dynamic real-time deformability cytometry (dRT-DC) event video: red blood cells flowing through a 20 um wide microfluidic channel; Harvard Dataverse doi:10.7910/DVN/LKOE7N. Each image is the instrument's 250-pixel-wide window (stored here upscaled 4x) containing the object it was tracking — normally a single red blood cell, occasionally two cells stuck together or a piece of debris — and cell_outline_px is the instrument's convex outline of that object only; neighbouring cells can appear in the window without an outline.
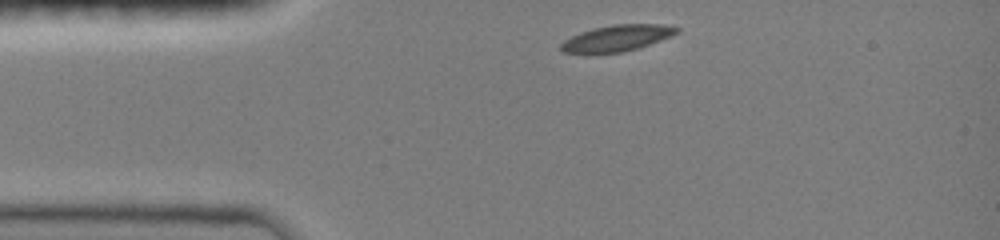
{"species": "common noctule bat (a hibernating species)", "species_latin": "Nyctalus noctula", "temperature_condition": "room temperature", "stored_images_in_passage": 33, "camera_frame_rate_fps": 3000, "um_per_image_px": 0.085, "animal": {"sex": "female", "body_mass_g": 19.0, "forearm_length_mm": 51.5}, "frame": {"image": 1, "passage_image": 1, "time_ms": 0.0, "image_size_px": [1000, 240], "cell_outline_px": [[680, 32], [672, 36], [624, 52], [588, 56], [564, 52], [560, 48], [560, 44], [564, 40], [580, 32], [592, 28], [612, 24], [664, 24], [680, 28]], "centroid_in_image_um": [52.38, 3.27], "position_along_channel_um": 32.6, "area_um2": 18.32}}
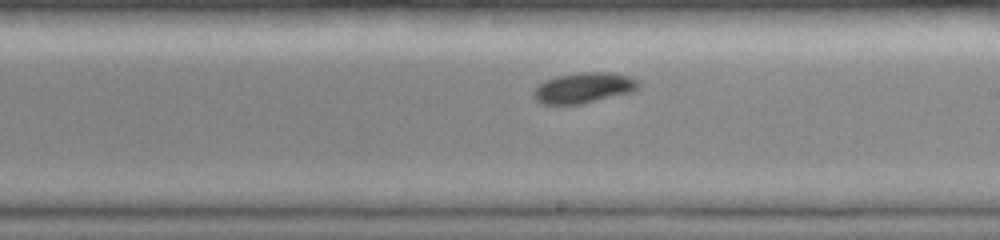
{"frame": {"image": 2, "passage_image": 19, "time_ms": 6.0, "image_size_px": [1000, 240], "cell_outline_px": [[640, 88], [632, 92], [584, 104], [544, 104], [536, 100], [532, 96], [532, 92], [544, 80], [556, 76], [580, 72], [612, 72], [628, 76], [636, 80], [640, 84]], "centroid_in_image_um": [49.62, 7.47], "position_along_channel_um": 239.4, "area_um2": 18.84}}
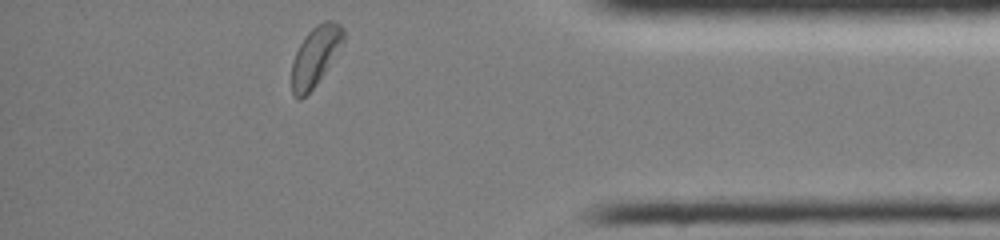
{"frame": {"image": 3, "passage_image": 33, "time_ms": 10.667, "image_size_px": [1000, 240], "cell_outline_px": [[344, 40], [324, 72], [316, 84], [300, 100], [296, 100], [292, 92], [292, 60], [300, 44], [308, 32], [312, 28], [324, 20], [332, 20], [340, 24], [344, 28]], "centroid_in_image_um": [26.79, 4.75], "position_along_channel_um": 408.4, "area_um2": 17.57}, "authors_computed_cell_mechanics": {"area_um2": 18.2648, "velocity_mm_per_s": 4.0074, "shape_relaxation_time_tau1_ms": 2.1523, "shape_relaxation_time_tau2_ms": null, "deformation_change_tau1": 0.1012, "deformation_change_tau2": null}}